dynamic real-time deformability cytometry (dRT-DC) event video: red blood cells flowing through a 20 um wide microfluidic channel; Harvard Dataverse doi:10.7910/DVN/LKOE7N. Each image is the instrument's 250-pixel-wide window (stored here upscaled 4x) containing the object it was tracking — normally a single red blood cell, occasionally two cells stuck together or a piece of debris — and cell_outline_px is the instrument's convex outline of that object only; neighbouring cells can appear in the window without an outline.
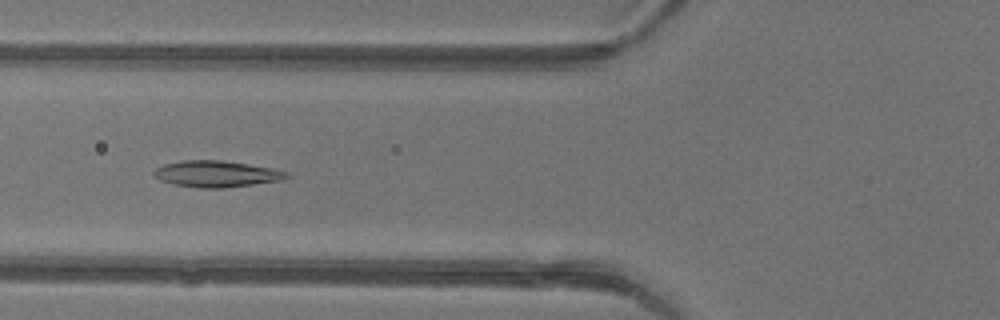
{"species": "common noctule bat (a hibernating species)", "species_latin": "Nyctalus noctula", "temperature_condition": "warm", "stored_images_in_passage": 28, "camera_frame_rate_fps": 3000, "um_per_image_px": 0.085, "animal": {"sex": "female"}, "frame": {"image": 1, "passage_image": 8, "time_ms": 2.333, "image_size_px": [1000, 320], "cell_outline_px": [[288, 176], [284, 180], [224, 188], [200, 188], [172, 184], [160, 180], [152, 172], [156, 168], [164, 164], [184, 160], [220, 160], [248, 164], [272, 168], [288, 172]], "centroid_in_image_um": [18.4, 14.78], "position_along_channel_um": 107.4, "area_um2": 20.35}}
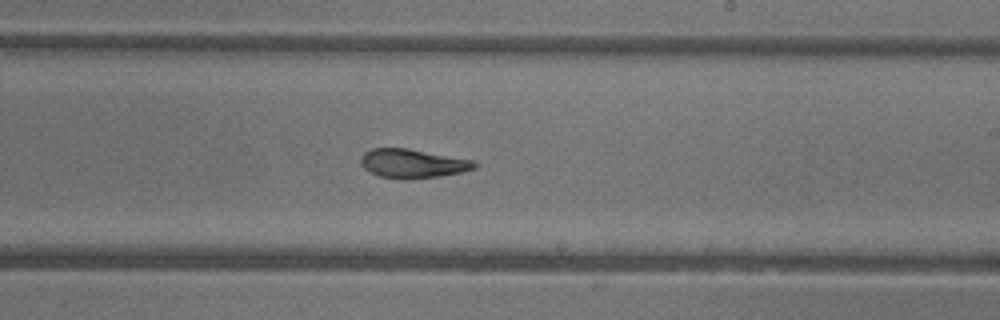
{"frame": {"image": 2, "passage_image": 18, "time_ms": 5.667, "image_size_px": [1000, 320], "cell_outline_px": [[476, 168], [460, 172], [440, 176], [408, 180], [404, 180], [380, 176], [364, 168], [360, 164], [360, 156], [364, 152], [372, 148], [408, 148], [476, 160]], "centroid_in_image_um": [35.07, 13.89], "position_along_channel_um": 253.9, "area_um2": 19.42}}
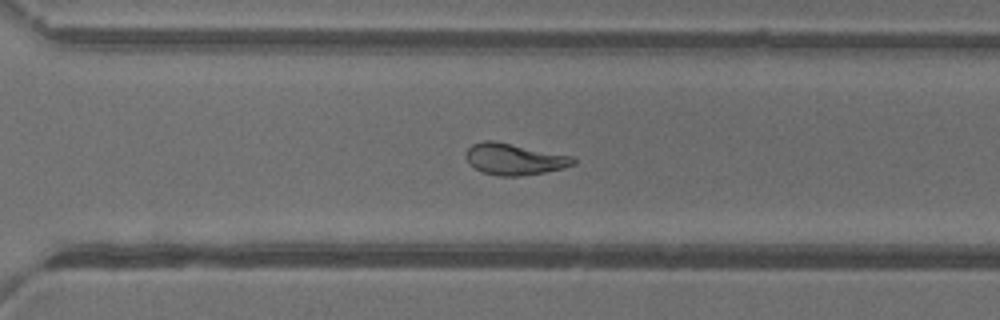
{"frame": {"image": 3, "passage_image": 23, "time_ms": 7.333, "image_size_px": [1000, 320], "cell_outline_px": [[576, 164], [564, 168], [544, 172], [516, 176], [500, 176], [484, 172], [468, 164], [464, 156], [464, 152], [472, 144], [484, 140], [492, 140], [572, 156], [576, 160]], "centroid_in_image_um": [43.68, 13.52], "position_along_channel_um": 326.9, "area_um2": 19.59}, "authors_computed_cell_mechanics": {"area_um2": 19.8254, "velocity_mm_per_s": 4.3964, "shape_relaxation_time_tau1_ms": null, "shape_relaxation_time_tau2_ms": 1.9112, "deformation_change_tau1": null, "deformation_change_tau2": 0.0915}}